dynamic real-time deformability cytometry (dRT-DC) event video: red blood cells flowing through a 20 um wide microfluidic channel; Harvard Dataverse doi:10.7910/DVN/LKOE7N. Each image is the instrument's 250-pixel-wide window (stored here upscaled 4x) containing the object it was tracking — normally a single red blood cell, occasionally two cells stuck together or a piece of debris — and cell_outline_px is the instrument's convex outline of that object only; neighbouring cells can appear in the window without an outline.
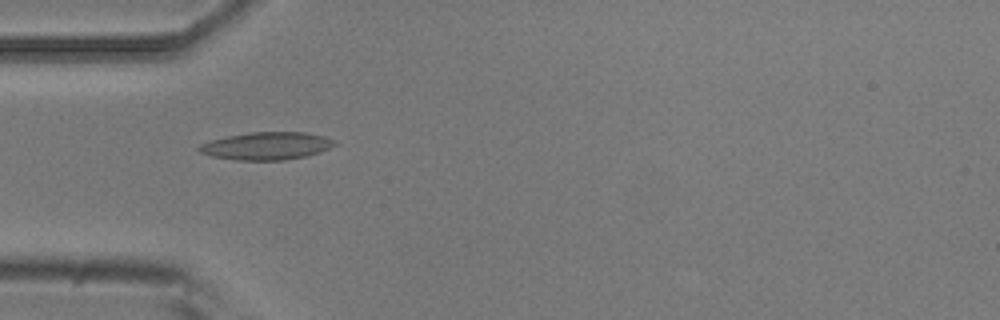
{"species": "common noctule bat (a hibernating species)", "species_latin": "Nyctalus noctula", "temperature_condition": "room temperature", "stored_images_in_passage": 4, "camera_frame_rate_fps": 3000, "um_per_image_px": 0.085, "animal": {"sex": "male", "body_mass_g": 20.5, "forearm_length_mm": 52.5}, "frame": {"image": 1, "passage_image": 3, "time_ms": 0.667, "image_size_px": [1000, 320], "cell_outline_px": [[336, 144], [320, 152], [304, 156], [284, 160], [236, 160], [212, 156], [200, 152], [196, 148], [200, 144], [208, 140], [228, 136], [252, 132], [304, 132], [324, 136], [336, 140]], "centroid_in_image_um": [22.64, 12.4], "position_along_channel_um": 62.4, "area_um2": 21.79}}
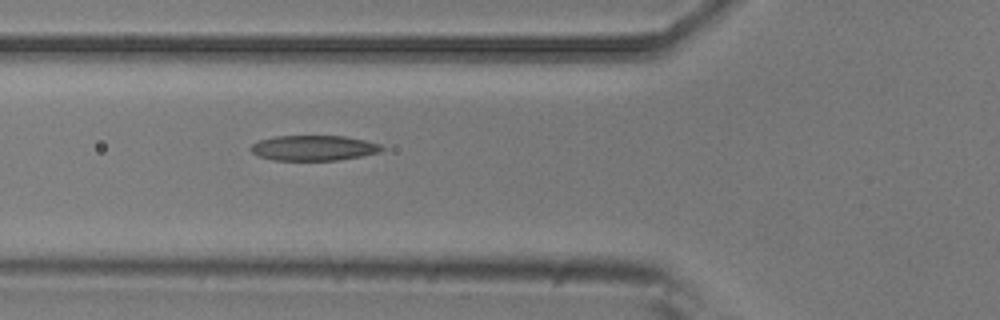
{"frame": {"image": 2, "passage_image": 4, "time_ms": 1.0, "image_size_px": [1000, 320], "cell_outline_px": [[384, 148], [376, 152], [364, 156], [336, 160], [272, 160], [260, 156], [252, 152], [248, 148], [252, 144], [260, 140], [276, 136], [344, 136], [364, 140], [380, 144]], "centroid_in_image_um": [26.63, 12.58], "position_along_channel_um": 99.2, "area_um2": 19.13}}